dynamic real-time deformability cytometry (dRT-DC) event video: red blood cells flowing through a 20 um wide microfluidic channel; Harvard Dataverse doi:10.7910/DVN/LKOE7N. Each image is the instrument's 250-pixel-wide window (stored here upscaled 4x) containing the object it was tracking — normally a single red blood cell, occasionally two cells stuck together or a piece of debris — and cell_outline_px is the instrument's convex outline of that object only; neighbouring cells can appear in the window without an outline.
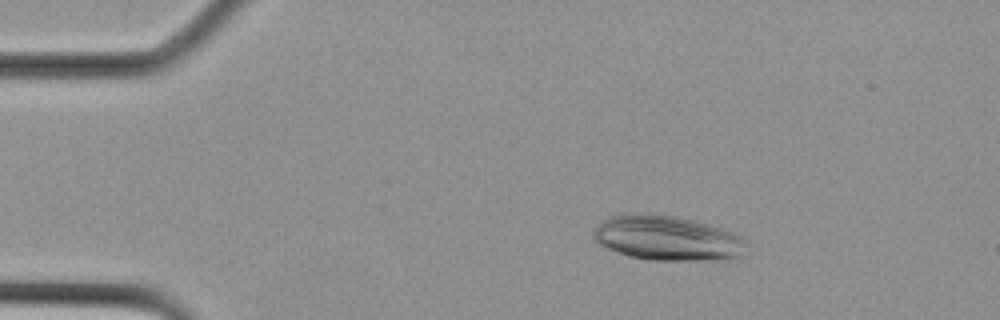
{"species": "Egyptian fruit bat (a non-hibernating species)", "species_latin": "Rousettus aegyptiacus", "temperature_condition": "cold", "stored_images_in_passage": 24, "camera_frame_rate_fps": 3000, "um_per_image_px": 0.085, "animal": {"sex": "female"}, "frame": {"image": 1, "passage_image": 1, "time_ms": 0.0, "image_size_px": [1000, 320], "cell_outline_px": [[748, 244], [744, 256], [708, 260], [648, 260], [628, 256], [616, 252], [600, 244], [592, 236], [592, 228], [600, 220], [608, 216], [620, 212], [652, 212], [676, 216], [696, 220], [724, 228], [736, 232], [744, 236]], "centroid_in_image_um": [56.7, 20.19], "position_along_channel_um": 28.3, "area_um2": 41.44}}
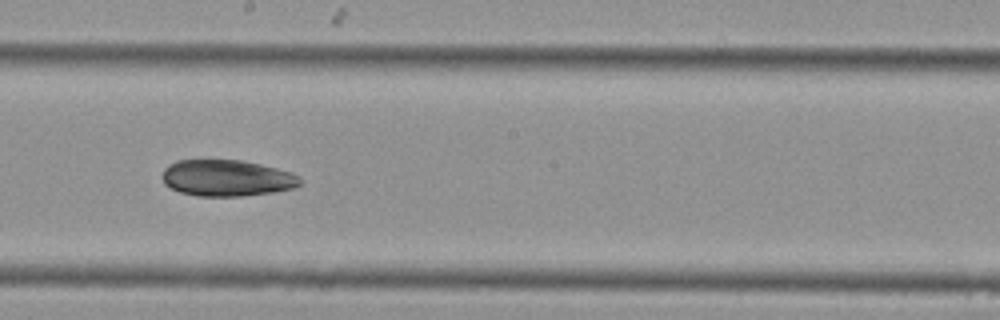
{"frame": {"image": 2, "passage_image": 12, "time_ms": 3.667, "image_size_px": [1000, 320], "cell_outline_px": [[300, 184], [296, 188], [272, 192], [240, 196], [196, 196], [180, 192], [164, 184], [164, 168], [176, 160], [240, 160], [260, 164], [292, 172], [300, 176]], "centroid_in_image_um": [19.3, 15.13], "position_along_channel_um": 228.9, "area_um2": 29.13}}
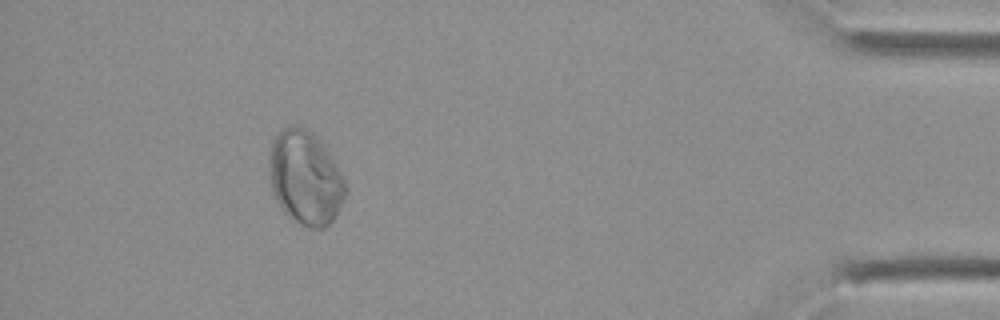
{"frame": {"image": 3, "passage_image": 22, "time_ms": 7.0, "image_size_px": [1000, 320], "cell_outline_px": [[348, 192], [336, 216], [324, 228], [308, 228], [292, 220], [280, 208], [272, 192], [268, 168], [268, 148], [272, 140], [280, 128], [288, 124], [292, 124], [304, 128], [312, 132], [324, 144], [340, 172], [348, 188]], "centroid_in_image_um": [25.92, 15.09], "position_along_channel_um": 409.3, "area_um2": 42.66}}